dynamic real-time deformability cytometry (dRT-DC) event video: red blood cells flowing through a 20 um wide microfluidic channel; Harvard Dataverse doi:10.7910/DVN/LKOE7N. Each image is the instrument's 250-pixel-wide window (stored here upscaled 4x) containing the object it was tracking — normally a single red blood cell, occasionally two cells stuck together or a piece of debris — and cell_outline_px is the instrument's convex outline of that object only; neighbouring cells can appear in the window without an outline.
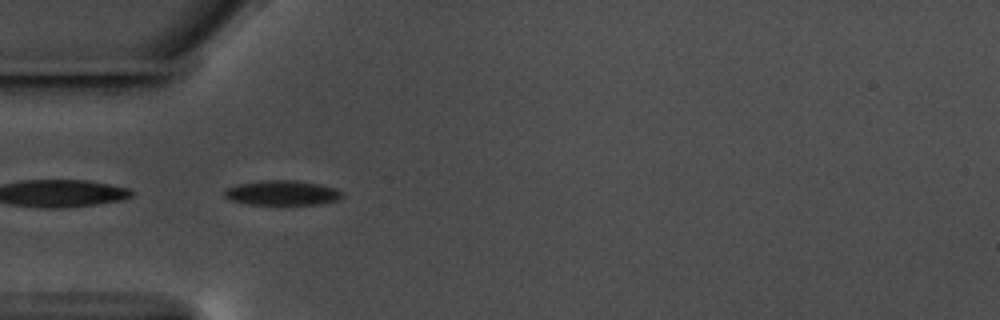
{"species": "common noctule bat (a hibernating species)", "species_latin": "Nyctalus noctula", "temperature_condition": "warm", "stored_images_in_passage": 41, "camera_frame_rate_fps": 3000, "um_per_image_px": 0.085, "animal": {"sex": "male", "body_mass_g": 17.5, "forearm_length_mm": 52.3}, "frame": {"image": 1, "passage_image": 1, "time_ms": 0.0, "image_size_px": [1000, 320], "cell_outline_px": [[344, 196], [336, 200], [320, 204], [248, 204], [228, 200], [224, 196], [224, 192], [228, 188], [236, 184], [264, 180], [296, 180], [320, 184], [336, 188], [344, 192]], "centroid_in_image_um": [24.0, 16.39], "position_along_channel_um": 61.0, "area_um2": 17.11}}
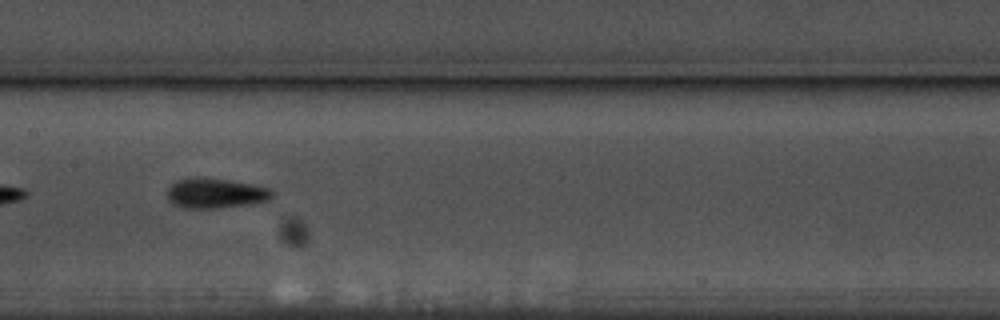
{"frame": {"image": 2, "passage_image": 12, "time_ms": 3.667, "image_size_px": [1000, 320], "cell_outline_px": [[272, 196], [268, 200], [248, 204], [220, 208], [184, 208], [172, 204], [168, 200], [168, 188], [176, 180], [196, 176], [228, 180], [252, 184], [268, 188], [272, 192]], "centroid_in_image_um": [18.26, 16.42], "position_along_channel_um": 189.1, "area_um2": 18.32}}
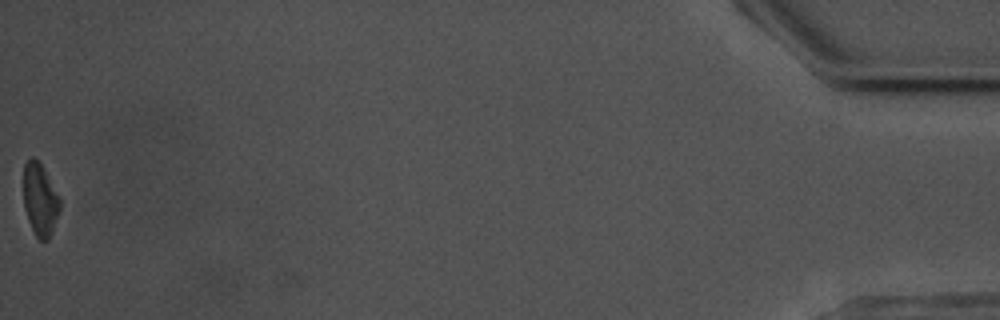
{"frame": {"image": 3, "passage_image": 41, "time_ms": 13.333, "image_size_px": [1000, 320], "cell_outline_px": [[60, 208], [52, 232], [48, 240], [40, 240], [36, 236], [28, 220], [24, 208], [24, 164], [32, 156], [40, 160], [60, 200]], "centroid_in_image_um": [3.39, 16.94], "position_along_channel_um": 431.8, "area_um2": 15.26}, "authors_computed_cell_mechanics": {"area_um2": 17.2244, "velocity_mm_per_s": 3.5603, "shape_relaxation_time_tau1_ms": 2.6518, "shape_relaxation_time_tau2_ms": 1.405, "deformation_change_tau1": 0.1146, "deformation_change_tau2": 0.0646}}